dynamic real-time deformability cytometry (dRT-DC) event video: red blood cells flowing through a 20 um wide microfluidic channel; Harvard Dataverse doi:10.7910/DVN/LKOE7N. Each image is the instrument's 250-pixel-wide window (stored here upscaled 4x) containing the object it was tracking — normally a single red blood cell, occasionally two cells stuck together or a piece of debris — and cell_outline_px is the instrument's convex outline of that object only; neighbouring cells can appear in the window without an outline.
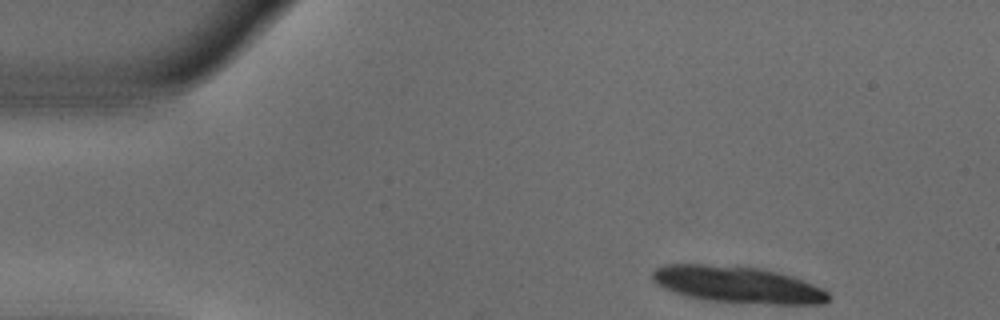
{"species": "common noctule bat (a hibernating species)", "species_latin": "Nyctalus noctula", "temperature_condition": "warm", "stored_images_in_passage": 40, "camera_frame_rate_fps": 3000, "um_per_image_px": 0.085, "animal": {"sex": "male", "body_mass_g": 18.8}, "frame": {"image": 1, "passage_image": 1, "time_ms": 0.0, "image_size_px": [1000, 320], "cell_outline_px": [[832, 296], [824, 304], [772, 304], [704, 300], [684, 296], [672, 292], [656, 284], [652, 280], [652, 272], [656, 268], [664, 264], [736, 264], [760, 268], [792, 276], [812, 284], [828, 292]], "centroid_in_image_um": [62.66, 24.18], "position_along_channel_um": 22.3, "area_um2": 38.15}}
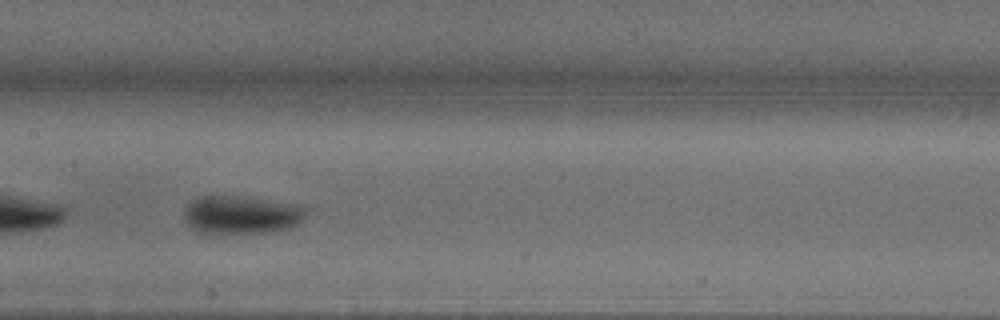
{"frame": {"image": 2, "passage_image": 21, "time_ms": 6.667, "image_size_px": [1000, 320], "cell_outline_px": [[304, 216], [296, 224], [288, 228], [268, 232], [224, 236], [212, 236], [196, 232], [184, 220], [184, 208], [192, 200], [200, 196], [240, 196], [296, 204], [304, 208]], "centroid_in_image_um": [20.39, 18.31], "position_along_channel_um": 187.0, "area_um2": 27.8}}
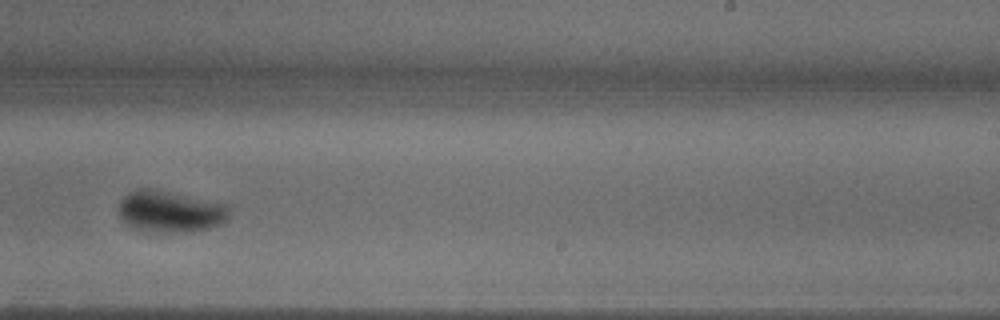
{"frame": {"image": 3, "passage_image": 28, "time_ms": 9.0, "image_size_px": [1000, 320], "cell_outline_px": [[232, 208], [228, 220], [220, 224], [208, 228], [192, 232], [152, 232], [132, 228], [120, 216], [116, 208], [120, 200], [128, 192], [136, 188], [156, 188], [228, 204]], "centroid_in_image_um": [14.48, 17.96], "position_along_channel_um": 274.5, "area_um2": 27.57}, "authors_computed_cell_mechanics": {"area_um2": 27.166, "velocity_mm_per_s": 3.7689, "shape_relaxation_time_tau1_ms": 2.4459, "shape_relaxation_time_tau2_ms": null, "deformation_change_tau1": 0.1538, "deformation_change_tau2": null}}